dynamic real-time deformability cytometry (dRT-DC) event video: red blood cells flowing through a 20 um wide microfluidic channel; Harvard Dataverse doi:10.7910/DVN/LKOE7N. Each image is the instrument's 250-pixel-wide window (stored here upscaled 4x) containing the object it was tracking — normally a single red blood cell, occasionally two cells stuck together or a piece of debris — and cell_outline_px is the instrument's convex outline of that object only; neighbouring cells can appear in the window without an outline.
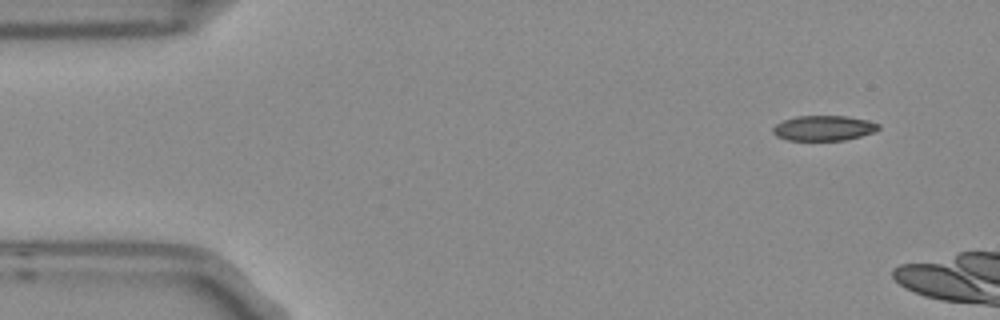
{"species": "Egyptian fruit bat (a non-hibernating species)", "species_latin": "Rousettus aegyptiacus", "temperature_condition": "room temperature", "stored_images_in_passage": 3, "camera_frame_rate_fps": 3000, "um_per_image_px": 0.085, "frame": {"image": 1, "passage_image": 2, "time_ms": 0.333, "image_size_px": [1000, 320], "cell_outline_px": [[880, 128], [876, 132], [844, 140], [788, 140], [776, 136], [772, 132], [772, 128], [776, 124], [784, 120], [796, 116], [848, 116], [868, 120], [880, 124]], "centroid_in_image_um": [70.03, 10.88], "position_along_channel_um": 15.0, "area_um2": 15.55}}